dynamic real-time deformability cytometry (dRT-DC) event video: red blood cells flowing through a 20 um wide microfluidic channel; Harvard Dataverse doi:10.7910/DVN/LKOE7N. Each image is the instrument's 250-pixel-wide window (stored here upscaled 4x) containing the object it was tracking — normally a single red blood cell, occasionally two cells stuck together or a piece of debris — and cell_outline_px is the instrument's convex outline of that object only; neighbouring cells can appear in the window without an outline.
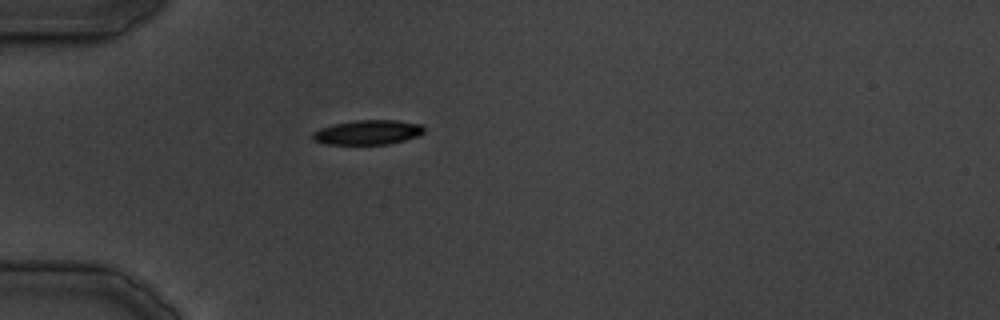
{"species": "common noctule bat (a hibernating species)", "species_latin": "Nyctalus noctula", "temperature_condition": "cold", "stored_images_in_passage": 26, "camera_frame_rate_fps": 3000, "um_per_image_px": 0.085, "animal": {"sex": "male", "body_mass_g": 19.5, "forearm_length_mm": 54.6}, "frame": {"image": 1, "passage_image": 1, "time_ms": 0.0, "image_size_px": [1000, 320], "cell_outline_px": [[424, 132], [416, 136], [404, 140], [388, 144], [324, 144], [312, 140], [312, 132], [320, 128], [332, 124], [356, 120], [396, 120], [420, 124], [424, 128]], "centroid_in_image_um": [31.21, 11.24], "position_along_channel_um": 53.8, "area_um2": 15.95}}
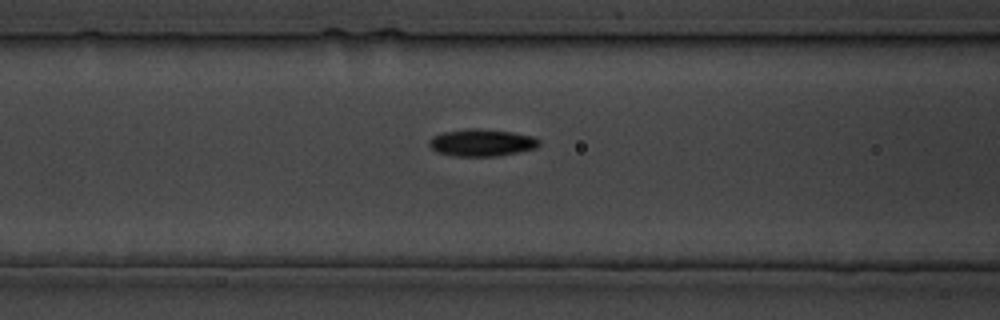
{"frame": {"image": 2, "passage_image": 6, "time_ms": 5.667, "image_size_px": [1000, 320], "cell_outline_px": [[540, 144], [536, 148], [496, 156], [452, 156], [436, 152], [428, 144], [428, 140], [432, 136], [444, 132], [468, 128], [480, 128], [512, 132], [532, 136], [540, 140]], "centroid_in_image_um": [40.91, 12.12], "position_along_channel_um": 125.7, "area_um2": 17.46}}
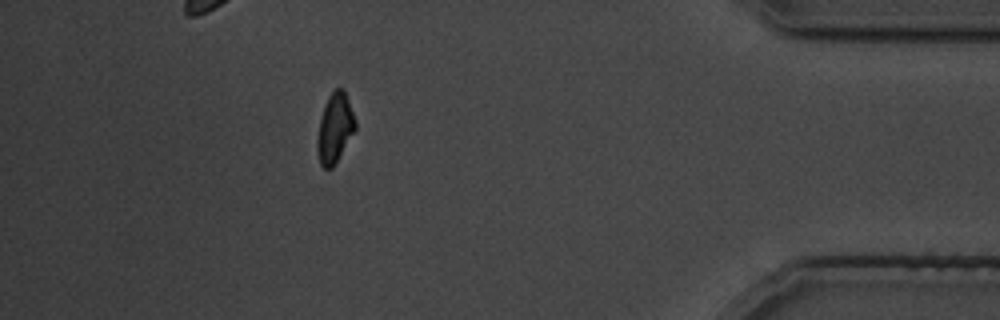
{"frame": {"image": 3, "passage_image": 23, "time_ms": 27.667, "image_size_px": [1000, 320], "cell_outline_px": [[356, 128], [332, 168], [324, 168], [320, 164], [316, 148], [316, 140], [320, 120], [324, 104], [328, 96], [336, 88], [344, 88], [356, 120]], "centroid_in_image_um": [28.45, 10.86], "position_along_channel_um": 406.7, "area_um2": 15.37}}